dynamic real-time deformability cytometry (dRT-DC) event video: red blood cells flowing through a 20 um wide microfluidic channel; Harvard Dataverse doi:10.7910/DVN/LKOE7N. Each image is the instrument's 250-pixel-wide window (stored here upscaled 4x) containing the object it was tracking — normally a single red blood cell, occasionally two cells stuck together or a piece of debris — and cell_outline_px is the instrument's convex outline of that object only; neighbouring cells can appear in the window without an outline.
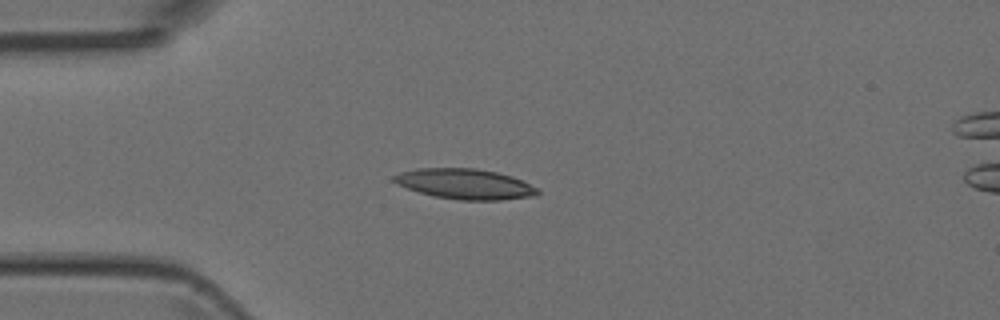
{"species": "Egyptian fruit bat (a non-hibernating species)", "species_latin": "Rousettus aegyptiacus", "temperature_condition": "room temperature", "stored_images_in_passage": 4, "camera_frame_rate_fps": 3000, "um_per_image_px": 0.085, "animal": {"sex": "female"}, "frame": {"image": 1, "passage_image": 3, "time_ms": 2.667, "image_size_px": [1000, 320], "cell_outline_px": [[540, 192], [536, 196], [500, 200], [460, 200], [432, 196], [396, 184], [392, 180], [392, 176], [400, 172], [416, 168], [476, 168], [496, 172], [512, 176], [536, 188]], "centroid_in_image_um": [39.49, 15.64], "position_along_channel_um": 45.5, "area_um2": 25.37}}